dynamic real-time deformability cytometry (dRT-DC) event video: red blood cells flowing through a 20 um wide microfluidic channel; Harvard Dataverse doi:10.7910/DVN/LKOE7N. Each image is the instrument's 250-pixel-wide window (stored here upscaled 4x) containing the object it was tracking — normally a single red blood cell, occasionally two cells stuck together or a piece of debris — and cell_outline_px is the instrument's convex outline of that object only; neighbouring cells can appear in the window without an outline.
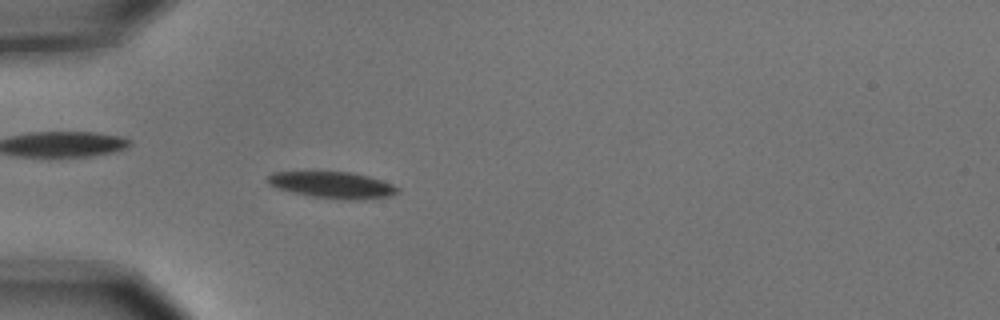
{"species": "common noctule bat (a hibernating species)", "species_latin": "Nyctalus noctula", "temperature_condition": "cold", "stored_images_in_passage": 6, "camera_frame_rate_fps": 3000, "um_per_image_px": 0.085, "animal": {"sex": "male", "body_mass_g": 15.6}, "frame": {"image": 1, "passage_image": 6, "time_ms": 1.667, "image_size_px": [1000, 320], "cell_outline_px": [[400, 192], [392, 196], [356, 200], [348, 200], [312, 196], [292, 192], [268, 184], [264, 180], [264, 176], [272, 172], [352, 172], [368, 176], [392, 184], [400, 188]], "centroid_in_image_um": [28.26, 15.72], "position_along_channel_um": 56.7, "area_um2": 20.11}}